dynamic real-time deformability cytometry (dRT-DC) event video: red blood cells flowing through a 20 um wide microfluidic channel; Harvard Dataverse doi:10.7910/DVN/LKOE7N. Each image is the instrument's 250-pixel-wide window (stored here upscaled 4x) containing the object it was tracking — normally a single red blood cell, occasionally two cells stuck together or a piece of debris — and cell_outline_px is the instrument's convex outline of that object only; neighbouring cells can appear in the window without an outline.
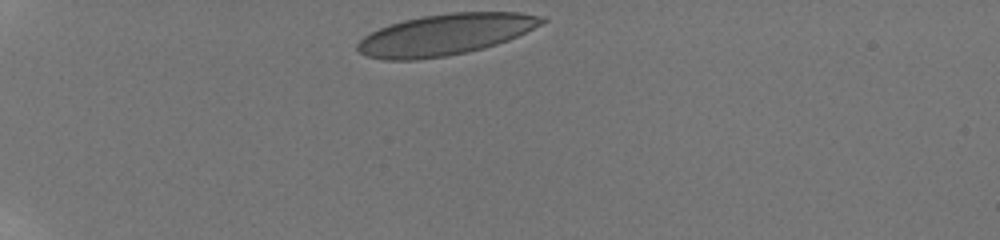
{"species": "human", "species_latin": "Homo sapiens", "temperature_condition": "room temperature", "stored_images_in_passage": 17, "camera_frame_rate_fps": 3000, "um_per_image_px": 0.085, "donor": {"sex": "male"}, "frame": {"image": 1, "passage_image": 1, "time_ms": 0.0, "image_size_px": [1000, 240], "cell_outline_px": [[548, 20], [508, 40], [484, 48], [444, 56], [416, 60], [380, 60], [368, 56], [360, 52], [356, 48], [356, 44], [364, 36], [388, 24], [404, 20], [424, 16], [452, 12], [520, 12], [544, 16]], "centroid_in_image_um": [37.82, 2.93], "position_along_channel_um": 47.2, "area_um2": 43.93}}
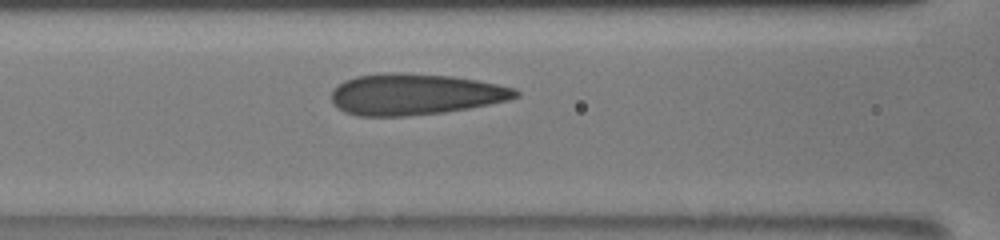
{"frame": {"image": 2, "passage_image": 10, "time_ms": 3.667, "image_size_px": [1000, 240], "cell_outline_px": [[520, 96], [508, 100], [468, 108], [444, 112], [408, 116], [356, 116], [344, 112], [332, 104], [332, 88], [344, 80], [356, 76], [388, 72], [400, 72], [452, 76], [476, 80], [516, 88], [520, 92]], "centroid_in_image_um": [35.24, 8.01], "position_along_channel_um": 131.4, "area_um2": 44.51}}